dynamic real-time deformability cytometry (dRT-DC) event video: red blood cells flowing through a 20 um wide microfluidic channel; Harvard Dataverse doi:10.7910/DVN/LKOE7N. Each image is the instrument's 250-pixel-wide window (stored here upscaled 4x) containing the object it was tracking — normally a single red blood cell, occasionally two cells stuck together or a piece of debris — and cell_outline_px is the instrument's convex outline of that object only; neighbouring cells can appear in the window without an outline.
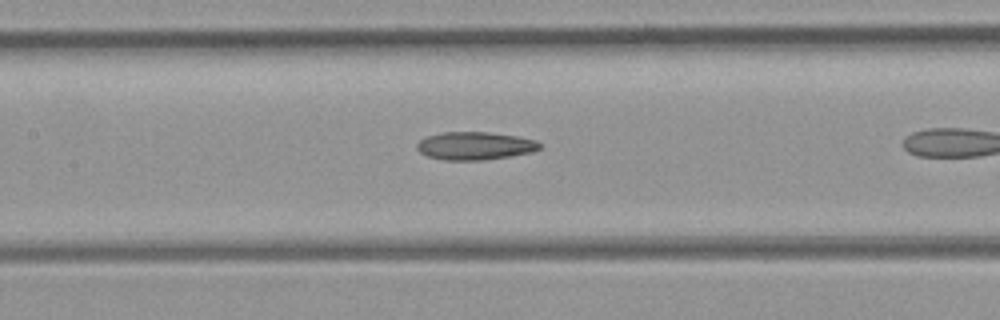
{"species": "common noctule bat (a hibernating species)", "species_latin": "Nyctalus noctula", "temperature_condition": "room temperature", "stored_images_in_passage": 17, "camera_frame_rate_fps": 3000, "um_per_image_px": 0.085, "animal": {"sex": "female", "body_mass_g": 21.9}, "frame": {"image": 1, "passage_image": 10, "time_ms": 3.0, "image_size_px": [1000, 320], "cell_outline_px": [[540, 148], [532, 152], [508, 156], [480, 160], [444, 160], [428, 156], [420, 152], [416, 148], [416, 144], [420, 140], [428, 136], [444, 132], [488, 132], [516, 136], [536, 140], [540, 144]], "centroid_in_image_um": [40.35, 12.39], "position_along_channel_um": 167.1, "area_um2": 19.77}}